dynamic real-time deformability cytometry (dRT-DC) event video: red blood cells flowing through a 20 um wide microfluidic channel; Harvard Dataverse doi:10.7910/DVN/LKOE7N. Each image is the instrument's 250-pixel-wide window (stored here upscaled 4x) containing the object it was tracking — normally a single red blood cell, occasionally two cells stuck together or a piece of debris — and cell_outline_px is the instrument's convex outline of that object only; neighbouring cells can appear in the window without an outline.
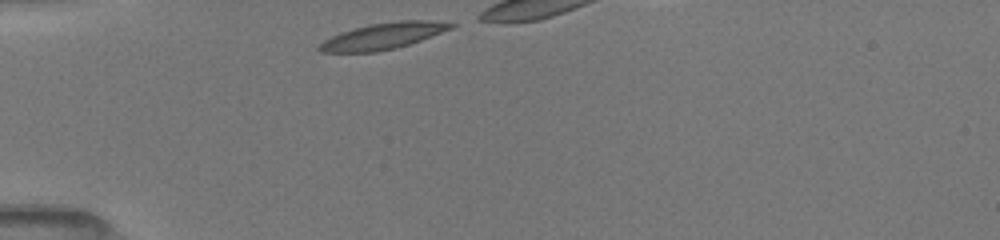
{"species": "common noctule bat (a hibernating species)", "species_latin": "Nyctalus noctula", "temperature_condition": "room temperature", "stored_images_in_passage": 21, "camera_frame_rate_fps": 3000, "um_per_image_px": 0.085, "animal": {"sex": "female", "body_mass_g": 19.5, "forearm_length_mm": 54.1}, "frame": {"image": 1, "passage_image": 1, "time_ms": 0.0, "image_size_px": [1000, 240], "cell_outline_px": [[456, 24], [452, 28], [420, 40], [408, 44], [376, 52], [320, 52], [316, 48], [324, 40], [340, 32], [372, 24], [400, 20], [428, 20]], "centroid_in_image_um": [32.52, 3.06], "position_along_channel_um": 52.5, "area_um2": 19.71}}